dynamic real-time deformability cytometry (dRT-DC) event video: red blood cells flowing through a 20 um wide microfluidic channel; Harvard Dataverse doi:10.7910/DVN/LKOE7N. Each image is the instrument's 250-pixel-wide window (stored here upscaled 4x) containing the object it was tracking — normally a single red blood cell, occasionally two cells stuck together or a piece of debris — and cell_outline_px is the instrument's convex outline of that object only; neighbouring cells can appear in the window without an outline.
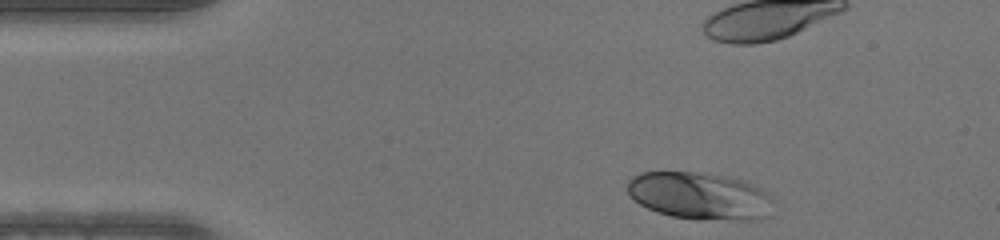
{"species": "human", "species_latin": "Homo sapiens", "temperature_condition": "warm", "stored_images_in_passage": 43, "camera_frame_rate_fps": 3000, "um_per_image_px": 0.085, "donor": {"sex": "male"}, "frame": {"image": 1, "passage_image": 1, "time_ms": 0.0, "image_size_px": [1000, 240], "cell_outline_px": [[776, 200], [772, 216], [760, 220], [696, 220], [672, 216], [656, 212], [632, 200], [628, 192], [628, 180], [632, 176], [640, 172], [692, 172], [724, 176], [744, 180], [768, 192]], "centroid_in_image_um": [59.56, 16.68], "position_along_channel_um": 25.4, "area_um2": 41.21}}